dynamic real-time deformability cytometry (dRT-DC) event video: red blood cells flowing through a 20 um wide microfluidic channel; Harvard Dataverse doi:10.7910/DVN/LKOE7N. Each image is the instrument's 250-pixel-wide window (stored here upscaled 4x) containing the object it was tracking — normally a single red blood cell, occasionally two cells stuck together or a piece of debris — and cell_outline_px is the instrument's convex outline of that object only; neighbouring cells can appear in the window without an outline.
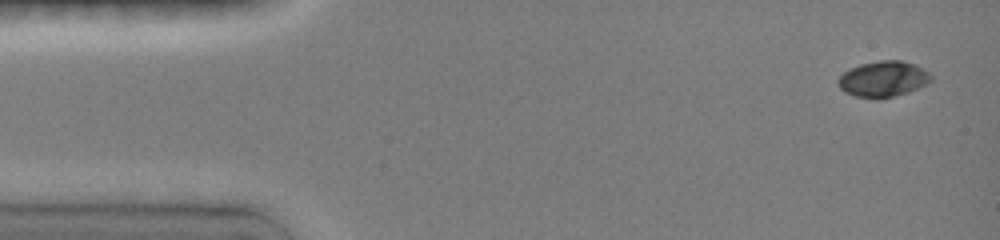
{"species": "common noctule bat (a hibernating species)", "species_latin": "Nyctalus noctula", "temperature_condition": "room temperature", "stored_images_in_passage": 5, "camera_frame_rate_fps": 3000, "um_per_image_px": 0.085, "animal": {"sex": "female", "body_mass_g": 19.0, "forearm_length_mm": 51.5}, "frame": {"image": 1, "passage_image": 1, "time_ms": 0.0, "image_size_px": [1000, 240], "cell_outline_px": [[932, 80], [908, 92], [876, 100], [856, 96], [844, 92], [836, 84], [836, 80], [844, 72], [860, 64], [880, 60], [900, 60], [912, 64], [928, 72], [932, 76]], "centroid_in_image_um": [75.01, 6.73], "position_along_channel_um": 10.0, "area_um2": 19.25}}
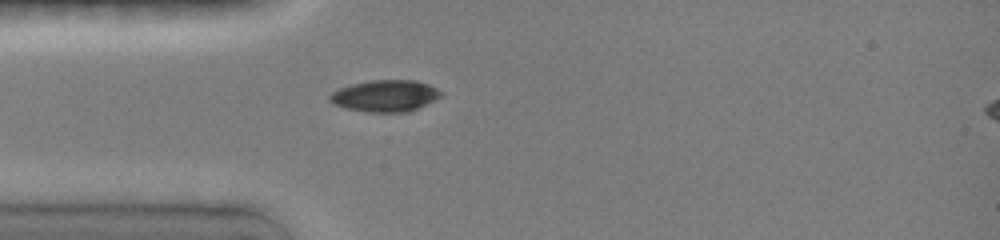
{"frame": {"image": 2, "passage_image": 5, "time_ms": 3.667, "image_size_px": [1000, 240], "cell_outline_px": [[440, 96], [408, 112], [364, 112], [344, 108], [328, 100], [328, 96], [332, 92], [340, 88], [352, 84], [372, 80], [412, 80], [428, 84], [436, 88], [440, 92]], "centroid_in_image_um": [32.67, 8.15], "position_along_channel_um": 52.3, "area_um2": 20.17}}